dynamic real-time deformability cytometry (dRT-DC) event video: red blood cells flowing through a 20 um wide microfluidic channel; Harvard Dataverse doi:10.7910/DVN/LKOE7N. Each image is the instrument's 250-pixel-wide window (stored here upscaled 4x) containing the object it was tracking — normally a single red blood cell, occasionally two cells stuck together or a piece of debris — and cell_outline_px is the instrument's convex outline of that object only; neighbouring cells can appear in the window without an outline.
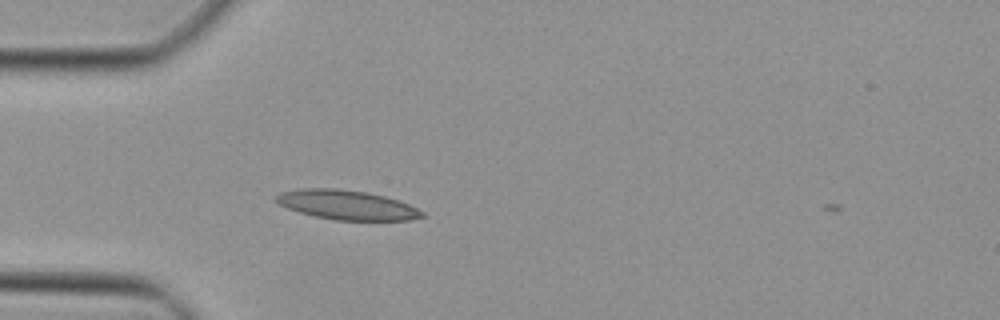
{"species": "Egyptian fruit bat (a non-hibernating species)", "species_latin": "Rousettus aegyptiacus", "temperature_condition": "cold", "stored_images_in_passage": 34, "camera_frame_rate_fps": 3000, "um_per_image_px": 0.085, "animal": {"sex": "female"}, "frame": {"image": 1, "passage_image": 1, "time_ms": 0.0, "image_size_px": [1000, 320], "cell_outline_px": [[424, 216], [408, 220], [336, 220], [316, 216], [300, 212], [288, 208], [280, 204], [276, 200], [276, 196], [280, 192], [300, 188], [336, 188], [368, 192], [384, 196], [408, 204], [424, 212]], "centroid_in_image_um": [29.47, 17.41], "position_along_channel_um": 55.5, "area_um2": 24.8}}
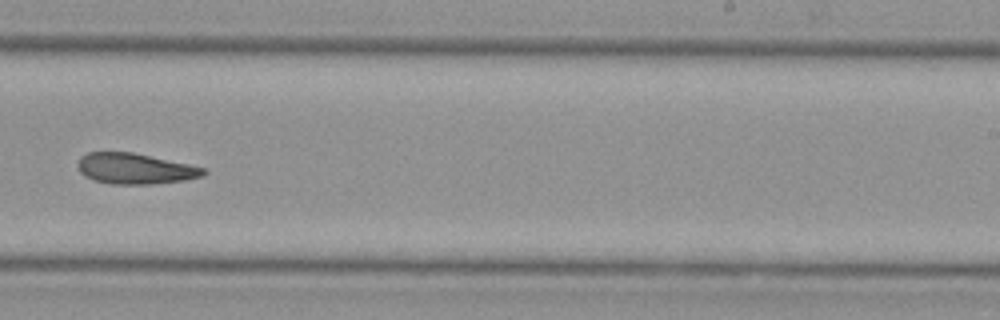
{"frame": {"image": 2, "passage_image": 17, "time_ms": 5.333, "image_size_px": [1000, 320], "cell_outline_px": [[208, 172], [204, 176], [184, 180], [152, 184], [112, 184], [92, 180], [84, 176], [80, 172], [76, 164], [80, 156], [88, 152], [132, 152], [188, 164], [204, 168]], "centroid_in_image_um": [11.44, 14.34], "position_along_channel_um": 277.6, "area_um2": 22.6}}
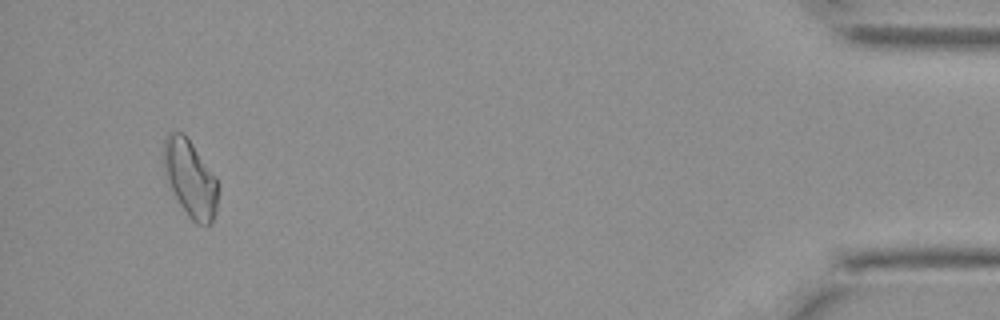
{"frame": {"image": 3, "passage_image": 32, "time_ms": 10.333, "image_size_px": [1000, 320], "cell_outline_px": [[220, 184], [216, 212], [212, 224], [200, 224], [192, 220], [188, 216], [180, 204], [168, 184], [164, 164], [164, 136], [168, 132], [184, 132], [216, 176]], "centroid_in_image_um": [16.21, 15.16], "position_along_channel_um": 419.0, "area_um2": 24.62}}